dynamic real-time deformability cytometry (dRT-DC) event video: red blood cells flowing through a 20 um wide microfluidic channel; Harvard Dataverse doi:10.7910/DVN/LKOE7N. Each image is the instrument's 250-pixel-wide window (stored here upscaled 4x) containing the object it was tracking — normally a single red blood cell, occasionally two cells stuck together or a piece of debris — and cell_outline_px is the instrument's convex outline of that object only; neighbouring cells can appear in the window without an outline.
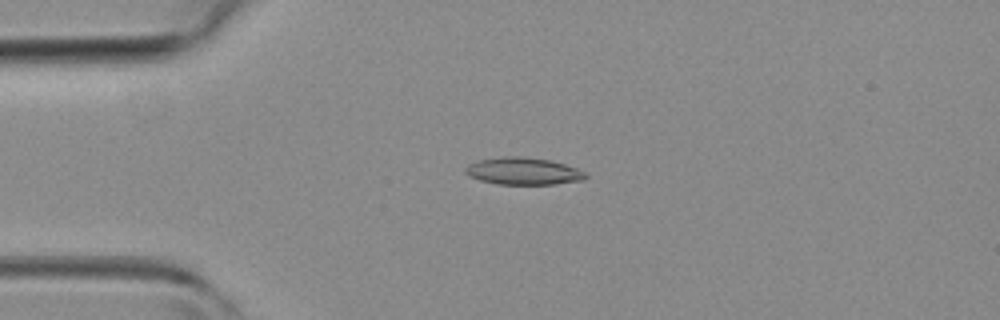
{"species": "common noctule bat (a hibernating species)", "species_latin": "Nyctalus noctula", "temperature_condition": "room temperature", "stored_images_in_passage": 43, "camera_frame_rate_fps": 3000, "um_per_image_px": 0.085, "animal": {"sex": "female", "body_mass_g": 19.3, "forearm_length_mm": 54.1}, "frame": {"image": 1, "passage_image": 10, "time_ms": 3.0, "image_size_px": [1000, 320], "cell_outline_px": [[588, 176], [584, 180], [556, 184], [496, 184], [480, 180], [468, 176], [464, 172], [464, 168], [468, 164], [476, 160], [504, 156], [524, 156], [552, 160], [576, 168], [584, 172]], "centroid_in_image_um": [44.44, 14.54], "position_along_channel_um": 40.6, "area_um2": 19.31}}
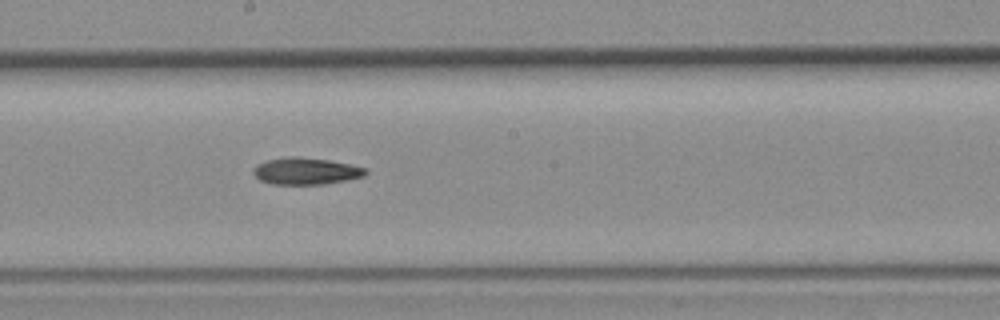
{"frame": {"image": 2, "passage_image": 23, "time_ms": 7.333, "image_size_px": [1000, 320], "cell_outline_px": [[368, 172], [364, 176], [348, 180], [324, 184], [272, 184], [260, 180], [252, 172], [252, 168], [256, 164], [268, 160], [288, 156], [300, 156], [328, 160], [368, 168]], "centroid_in_image_um": [26.0, 14.54], "position_along_channel_um": 222.2, "area_um2": 17.69}}
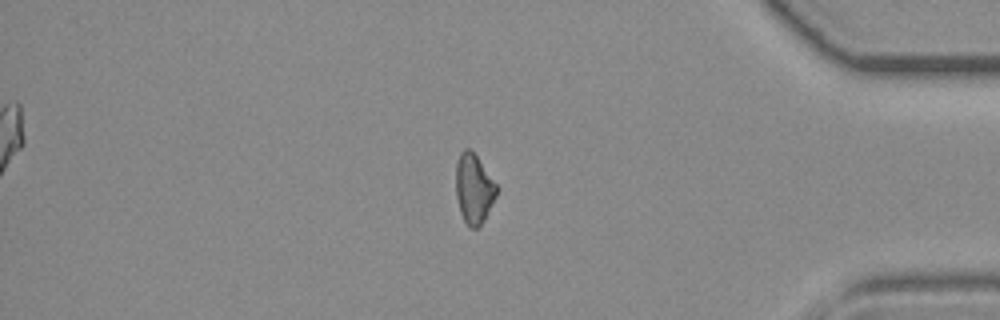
{"frame": {"image": 3, "passage_image": 36, "time_ms": 11.667, "image_size_px": [1000, 320], "cell_outline_px": [[500, 188], [496, 196], [480, 224], [476, 228], [468, 228], [460, 212], [456, 196], [456, 164], [460, 152], [464, 148], [472, 148]], "centroid_in_image_um": [40.28, 15.98], "position_along_channel_um": 394.9, "area_um2": 16.7}}